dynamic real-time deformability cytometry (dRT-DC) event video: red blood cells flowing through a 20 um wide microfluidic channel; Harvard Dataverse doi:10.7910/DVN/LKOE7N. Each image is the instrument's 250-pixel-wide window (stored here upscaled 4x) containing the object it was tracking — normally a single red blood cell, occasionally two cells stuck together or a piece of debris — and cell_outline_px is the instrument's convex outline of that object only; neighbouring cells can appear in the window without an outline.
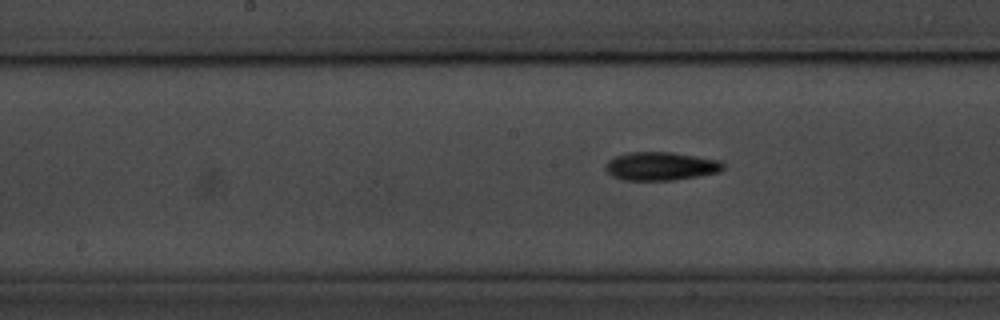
{"species": "common noctule bat (a hibernating species)", "species_latin": "Nyctalus noctula", "temperature_condition": "room temperature", "stored_images_in_passage": 10, "camera_frame_rate_fps": 3000, "um_per_image_px": 0.085, "animal": {"sex": "male", "body_mass_g": 20.1, "forearm_length_mm": 53.5}, "frame": {"image": 1, "passage_image": 10, "time_ms": 10.333, "image_size_px": [1000, 320], "cell_outline_px": [[724, 168], [720, 172], [700, 176], [672, 180], [624, 180], [612, 176], [604, 168], [604, 164], [608, 160], [616, 156], [628, 152], [672, 152], [720, 160], [724, 164]], "centroid_in_image_um": [56.16, 14.12], "position_along_channel_um": 192.0, "area_um2": 19.59}}